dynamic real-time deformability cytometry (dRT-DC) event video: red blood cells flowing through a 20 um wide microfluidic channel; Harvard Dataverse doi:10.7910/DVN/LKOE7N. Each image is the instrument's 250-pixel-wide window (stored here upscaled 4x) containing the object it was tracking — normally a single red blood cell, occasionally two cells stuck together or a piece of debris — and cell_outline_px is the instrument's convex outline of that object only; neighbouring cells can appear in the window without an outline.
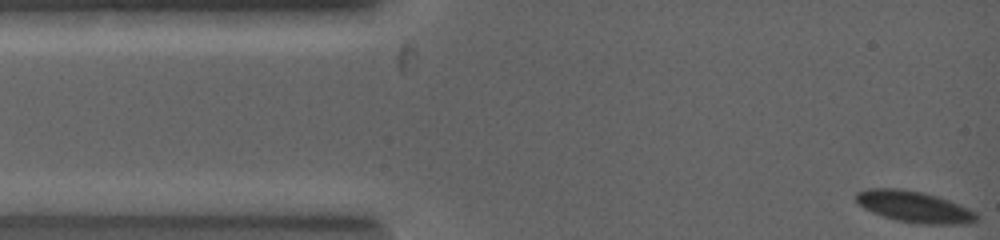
{"species": "common noctule bat (a hibernating species)", "species_latin": "Nyctalus noctula", "temperature_condition": "warm", "stored_images_in_passage": 5, "camera_frame_rate_fps": 5000, "um_per_image_px": 0.085, "animal": {"sex": "female", "body_mass_g": 19.0, "forearm_length_mm": 53.3}, "frame": {"image": 1, "passage_image": 1, "time_ms": 0.0, "image_size_px": [1000, 240], "cell_outline_px": [[980, 220], [972, 224], [920, 224], [896, 220], [872, 212], [864, 208], [856, 200], [856, 192], [868, 188], [900, 188], [924, 192], [960, 204], [976, 212], [980, 216]], "centroid_in_image_um": [77.77, 17.58], "position_along_channel_um": 7.2, "area_um2": 22.25}}